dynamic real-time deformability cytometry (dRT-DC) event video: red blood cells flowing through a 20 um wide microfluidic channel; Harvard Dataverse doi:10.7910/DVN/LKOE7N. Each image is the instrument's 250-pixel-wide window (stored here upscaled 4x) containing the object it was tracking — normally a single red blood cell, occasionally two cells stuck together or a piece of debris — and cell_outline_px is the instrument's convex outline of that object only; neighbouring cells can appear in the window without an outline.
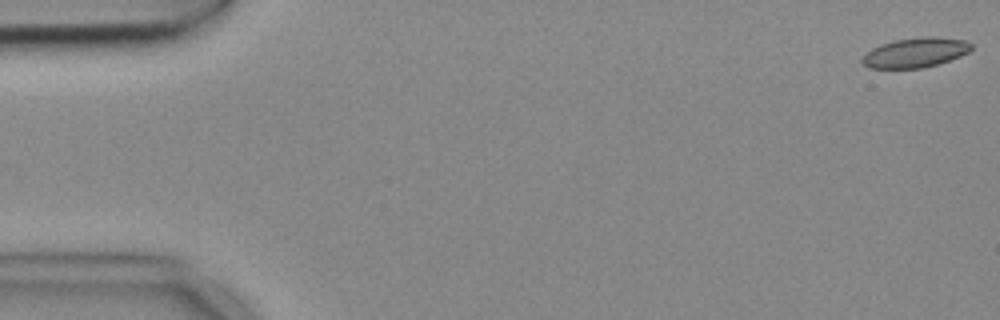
{"species": "common noctule bat (a hibernating species)", "species_latin": "Nyctalus noctula", "temperature_condition": "cold", "stored_images_in_passage": 4, "camera_frame_rate_fps": 3000, "um_per_image_px": 0.085, "animal": {"sex": "female", "body_mass_g": 18.4}, "frame": {"image": 1, "passage_image": 1, "time_ms": 0.0, "image_size_px": [1000, 320], "cell_outline_px": [[972, 48], [968, 52], [960, 56], [924, 68], [868, 68], [860, 60], [872, 48], [880, 44], [896, 40], [924, 36], [936, 36], [964, 40], [972, 44]], "centroid_in_image_um": [77.81, 4.46], "position_along_channel_um": 7.2, "area_um2": 18.79}}